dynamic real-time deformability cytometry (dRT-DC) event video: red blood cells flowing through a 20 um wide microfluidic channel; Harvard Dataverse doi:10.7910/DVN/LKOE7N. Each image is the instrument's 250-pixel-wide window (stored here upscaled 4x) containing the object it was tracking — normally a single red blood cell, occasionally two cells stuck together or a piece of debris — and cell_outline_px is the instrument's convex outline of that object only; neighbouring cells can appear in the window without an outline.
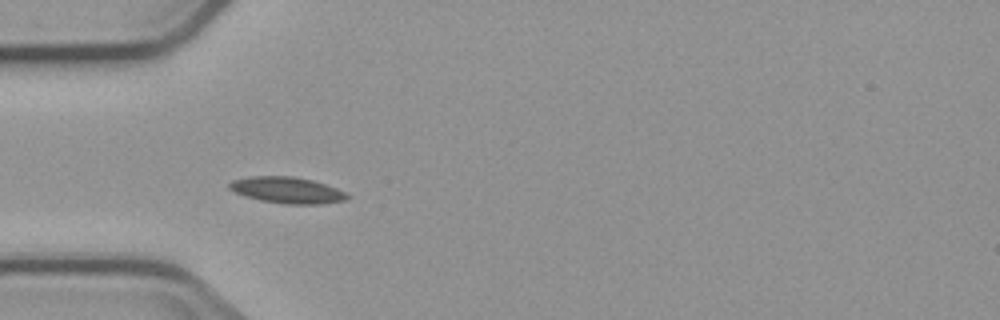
{"species": "common noctule bat (a hibernating species)", "species_latin": "Nyctalus noctula", "temperature_condition": "cold", "stored_images_in_passage": 7, "camera_frame_rate_fps": 3000, "um_per_image_px": 0.085, "animal": {"sex": "male", "body_mass_g": 23.1, "forearm_length_mm": 52.7}, "frame": {"image": 1, "passage_image": 6, "time_ms": 6.0, "image_size_px": [1000, 320], "cell_outline_px": [[352, 196], [344, 200], [320, 204], [284, 204], [260, 200], [244, 196], [228, 188], [228, 184], [232, 180], [248, 176], [292, 176], [312, 180], [348, 192]], "centroid_in_image_um": [24.41, 16.16], "position_along_channel_um": 60.6, "area_um2": 18.15}}
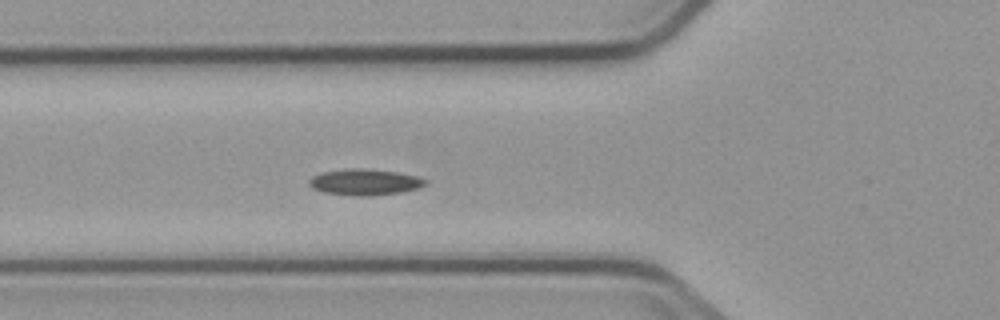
{"frame": {"image": 2, "passage_image": 7, "time_ms": 7.0, "image_size_px": [1000, 320], "cell_outline_px": [[428, 184], [420, 188], [404, 192], [368, 196], [356, 196], [324, 192], [312, 188], [308, 184], [308, 180], [312, 176], [320, 172], [348, 168], [364, 168], [396, 172], [416, 176], [428, 180]], "centroid_in_image_um": [31.02, 15.48], "position_along_channel_um": 94.8, "area_um2": 17.98}}